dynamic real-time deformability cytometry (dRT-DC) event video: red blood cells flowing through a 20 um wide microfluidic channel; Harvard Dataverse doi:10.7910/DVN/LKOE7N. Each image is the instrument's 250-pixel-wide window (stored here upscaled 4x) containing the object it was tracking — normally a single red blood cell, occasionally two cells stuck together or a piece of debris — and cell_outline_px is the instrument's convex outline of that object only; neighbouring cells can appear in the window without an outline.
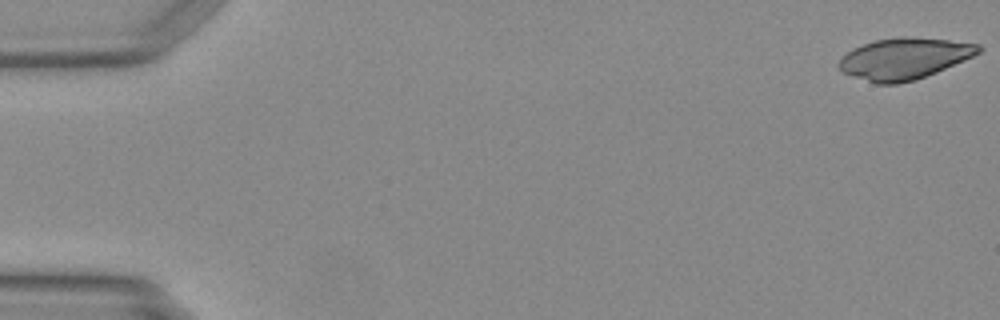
{"species": "Egyptian fruit bat (a non-hibernating species)", "species_latin": "Rousettus aegyptiacus", "temperature_condition": "warm", "stored_images_in_passage": 16, "camera_frame_rate_fps": 3000, "um_per_image_px": 0.085, "animal": {"sex": "female"}, "frame": {"image": 1, "passage_image": 1, "time_ms": 0.0, "image_size_px": [1000, 320], "cell_outline_px": [[984, 48], [980, 52], [972, 56], [936, 72], [912, 80], [896, 84], [876, 84], [852, 76], [844, 72], [836, 64], [852, 48], [876, 40], [904, 36], [908, 36], [948, 40], [980, 44]], "centroid_in_image_um": [76.86, 4.97], "position_along_channel_um": 8.1, "area_um2": 33.23}}